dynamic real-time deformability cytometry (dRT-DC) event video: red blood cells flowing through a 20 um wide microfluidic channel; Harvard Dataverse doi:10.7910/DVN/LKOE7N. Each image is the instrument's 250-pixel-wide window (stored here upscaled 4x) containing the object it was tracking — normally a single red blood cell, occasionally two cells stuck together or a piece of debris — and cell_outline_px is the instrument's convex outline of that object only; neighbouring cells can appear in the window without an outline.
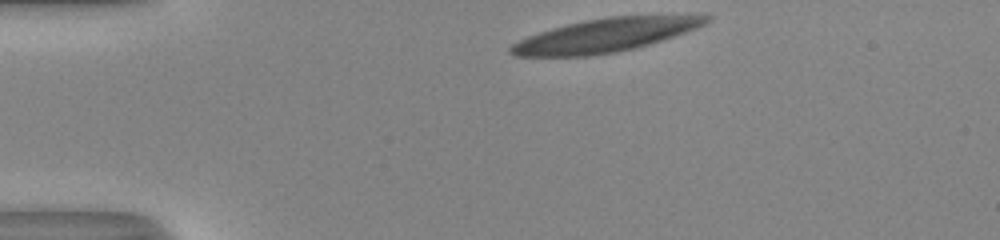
{"species": "human", "species_latin": "Homo sapiens", "temperature_condition": "room temperature", "stored_images_in_passage": 33, "camera_frame_rate_fps": 3000, "um_per_image_px": 0.085, "donor": {"sex": "male"}, "frame": {"image": 1, "passage_image": 1, "time_ms": 0.0, "image_size_px": [1000, 240], "cell_outline_px": [[712, 20], [696, 28], [676, 36], [636, 48], [616, 52], [588, 56], [512, 56], [508, 52], [508, 48], [512, 44], [528, 36], [552, 28], [584, 20], [608, 16], [688, 12], [704, 12], [712, 16]], "centroid_in_image_um": [51.67, 2.93], "position_along_channel_um": 33.3, "area_um2": 39.54}}
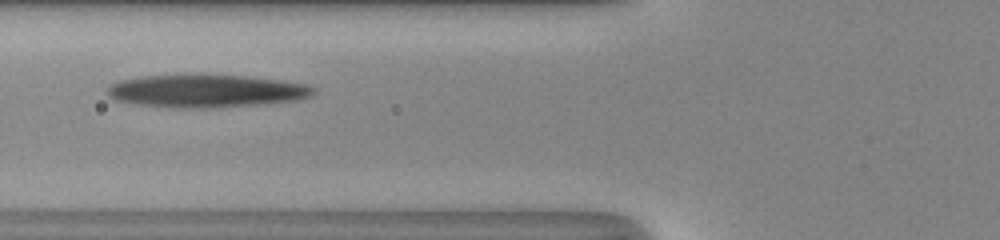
{"frame": {"image": 2, "passage_image": 11, "time_ms": 3.333, "image_size_px": [1000, 240], "cell_outline_px": [[316, 92], [312, 96], [292, 100], [260, 104], [216, 108], [180, 108], [136, 104], [116, 100], [108, 96], [108, 84], [120, 80], [140, 76], [244, 76], [276, 80], [304, 84], [316, 88]], "centroid_in_image_um": [17.49, 7.75], "position_along_channel_um": 108.3, "area_um2": 38.78}}
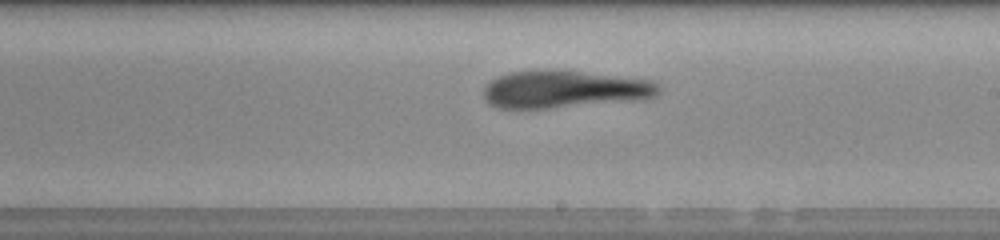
{"frame": {"image": 3, "passage_image": 21, "time_ms": 6.667, "image_size_px": [1000, 240], "cell_outline_px": [[660, 92], [644, 100], [548, 108], [496, 108], [488, 104], [484, 100], [484, 88], [496, 76], [512, 72], [580, 72], [652, 80], [660, 88]], "centroid_in_image_um": [47.97, 7.63], "position_along_channel_um": 241.0, "area_um2": 37.45}, "authors_computed_cell_mechanics": {"area_um2": 39.2462, "velocity_mm_per_s": 4.0025, "shape_relaxation_time_tau1_ms": null, "shape_relaxation_time_tau2_ms": 3.7561, "deformation_change_tau1": null, "deformation_change_tau2": 0.1409}}